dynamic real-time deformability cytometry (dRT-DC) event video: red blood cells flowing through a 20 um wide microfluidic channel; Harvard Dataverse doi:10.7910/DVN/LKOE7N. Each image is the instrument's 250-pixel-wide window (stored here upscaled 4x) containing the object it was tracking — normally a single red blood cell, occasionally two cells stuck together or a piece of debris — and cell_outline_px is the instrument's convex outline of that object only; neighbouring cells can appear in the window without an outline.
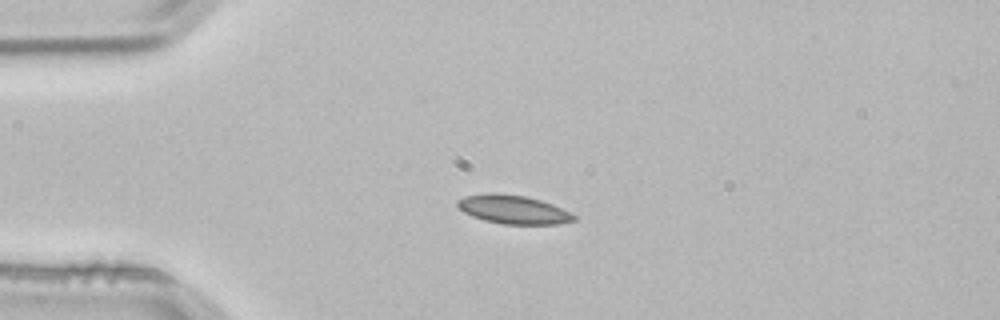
{"species": "common noctule bat (a hibernating species)", "species_latin": "Nyctalus noctula", "temperature_condition": "room temperature", "stored_images_in_passage": 4, "camera_frame_rate_fps": 3000, "um_per_image_px": 0.085, "animal": {"sex": "male", "body_mass_g": 21.5, "forearm_length_mm": 52.0}, "frame": {"image": 1, "passage_image": 3, "time_ms": 0.667, "image_size_px": [1000, 320], "cell_outline_px": [[576, 220], [556, 224], [504, 224], [484, 220], [472, 216], [464, 212], [456, 204], [456, 200], [464, 196], [488, 192], [496, 192], [524, 196], [540, 200], [552, 204], [576, 216]], "centroid_in_image_um": [43.58, 17.79], "position_along_channel_um": 41.4, "area_um2": 19.36}}
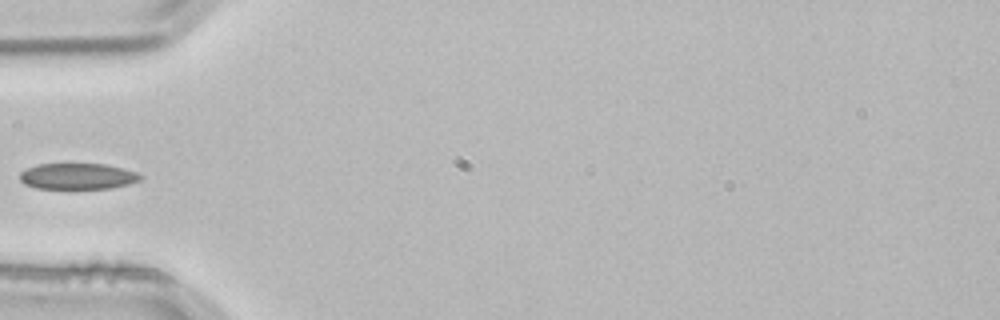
{"frame": {"image": 2, "passage_image": 4, "time_ms": 1.0, "image_size_px": [1000, 320], "cell_outline_px": [[144, 176], [140, 180], [128, 184], [112, 188], [36, 188], [24, 184], [20, 180], [20, 172], [36, 164], [104, 164], [124, 168], [136, 172]], "centroid_in_image_um": [6.61, 14.98], "position_along_channel_um": 78.4, "area_um2": 18.26}}